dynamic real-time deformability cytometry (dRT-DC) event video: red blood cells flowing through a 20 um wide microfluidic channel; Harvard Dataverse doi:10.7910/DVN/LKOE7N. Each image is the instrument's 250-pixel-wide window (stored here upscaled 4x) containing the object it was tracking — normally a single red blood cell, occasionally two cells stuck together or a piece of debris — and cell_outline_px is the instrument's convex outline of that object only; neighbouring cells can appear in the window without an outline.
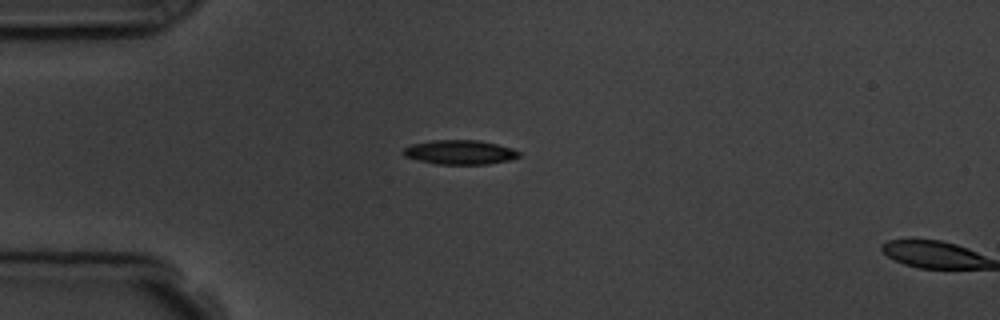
{"species": "common noctule bat (a hibernating species)", "species_latin": "Nyctalus noctula", "temperature_condition": "room temperature", "stored_images_in_passage": 4, "camera_frame_rate_fps": 3000, "um_per_image_px": 0.085, "animal": {"sex": "male", "body_mass_g": 19.5, "forearm_length_mm": 54.6}, "frame": {"image": 1, "passage_image": 3, "time_ms": 2.0, "image_size_px": [1000, 320], "cell_outline_px": [[520, 156], [508, 160], [488, 164], [436, 164], [404, 156], [400, 152], [404, 148], [412, 144], [432, 140], [480, 140], [512, 148], [520, 152]], "centroid_in_image_um": [39.07, 12.93], "position_along_channel_um": 45.9, "area_um2": 16.36}}